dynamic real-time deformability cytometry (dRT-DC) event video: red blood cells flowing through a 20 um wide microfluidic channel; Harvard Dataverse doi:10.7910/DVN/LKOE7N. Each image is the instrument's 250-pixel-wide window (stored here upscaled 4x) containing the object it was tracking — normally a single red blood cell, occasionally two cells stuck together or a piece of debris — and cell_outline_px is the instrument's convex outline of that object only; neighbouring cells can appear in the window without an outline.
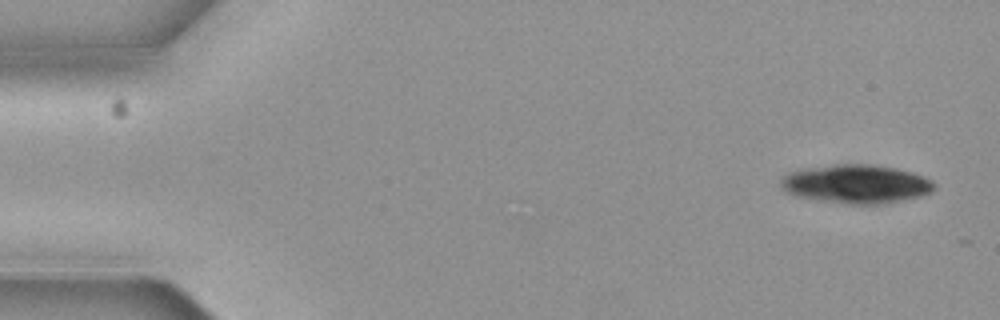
{"species": "common noctule bat (a hibernating species)", "species_latin": "Nyctalus noctula", "temperature_condition": "cold", "stored_images_in_passage": 6, "camera_frame_rate_fps": 3000, "um_per_image_px": 0.085, "animal": {"sex": "female", "body_mass_g": 19.3, "forearm_length_mm": 54.1}, "frame": {"image": 1, "passage_image": 1, "time_ms": 0.0, "image_size_px": [1000, 320], "cell_outline_px": [[936, 184], [928, 192], [920, 196], [884, 204], [848, 204], [816, 200], [792, 196], [784, 192], [780, 188], [780, 180], [788, 172], [800, 168], [832, 164], [876, 164], [896, 168], [912, 172], [924, 176], [932, 180]], "centroid_in_image_um": [72.69, 15.63], "position_along_channel_um": 12.3, "area_um2": 35.2}}
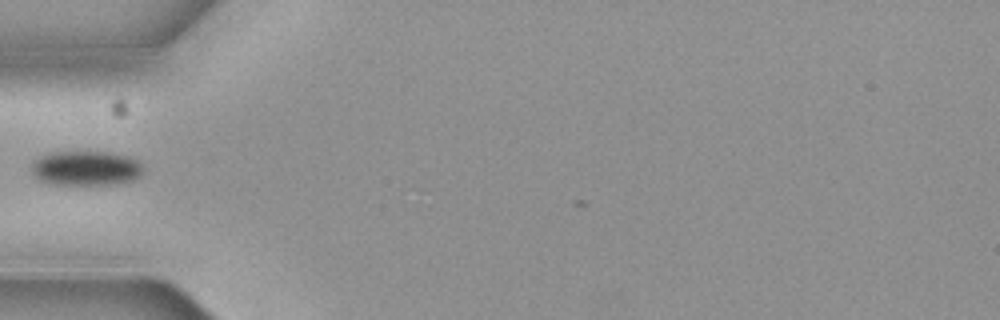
{"frame": {"image": 2, "passage_image": 6, "time_ms": 1.667, "image_size_px": [1000, 320], "cell_outline_px": [[144, 168], [140, 176], [132, 180], [112, 184], [52, 184], [40, 180], [32, 172], [32, 164], [36, 160], [44, 156], [56, 152], [112, 152], [128, 156], [136, 160]], "centroid_in_image_um": [7.35, 14.3], "position_along_channel_um": 77.7, "area_um2": 22.2}}